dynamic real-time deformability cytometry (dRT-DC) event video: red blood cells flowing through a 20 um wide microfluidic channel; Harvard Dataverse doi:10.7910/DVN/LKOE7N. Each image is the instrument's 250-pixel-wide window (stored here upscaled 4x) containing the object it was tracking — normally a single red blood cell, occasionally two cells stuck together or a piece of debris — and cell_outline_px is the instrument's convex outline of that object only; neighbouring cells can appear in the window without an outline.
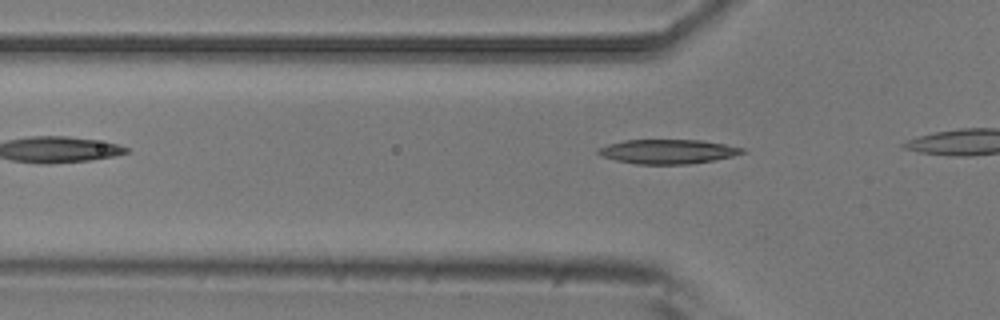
{"species": "common noctule bat (a hibernating species)", "species_latin": "Nyctalus noctula", "temperature_condition": "room temperature", "stored_images_in_passage": 3, "camera_frame_rate_fps": 3000, "um_per_image_px": 0.085, "animal": {"sex": "male", "body_mass_g": 20.5, "forearm_length_mm": 52.5}, "frame": {"image": 1, "passage_image": 3, "time_ms": 0.667, "image_size_px": [1000, 320], "cell_outline_px": [[744, 152], [732, 156], [712, 160], [688, 164], [636, 164], [616, 160], [600, 156], [596, 152], [596, 148], [608, 144], [624, 140], [700, 140], [724, 144], [744, 148]], "centroid_in_image_um": [56.69, 12.88], "position_along_channel_um": 69.1, "area_um2": 20.35}}